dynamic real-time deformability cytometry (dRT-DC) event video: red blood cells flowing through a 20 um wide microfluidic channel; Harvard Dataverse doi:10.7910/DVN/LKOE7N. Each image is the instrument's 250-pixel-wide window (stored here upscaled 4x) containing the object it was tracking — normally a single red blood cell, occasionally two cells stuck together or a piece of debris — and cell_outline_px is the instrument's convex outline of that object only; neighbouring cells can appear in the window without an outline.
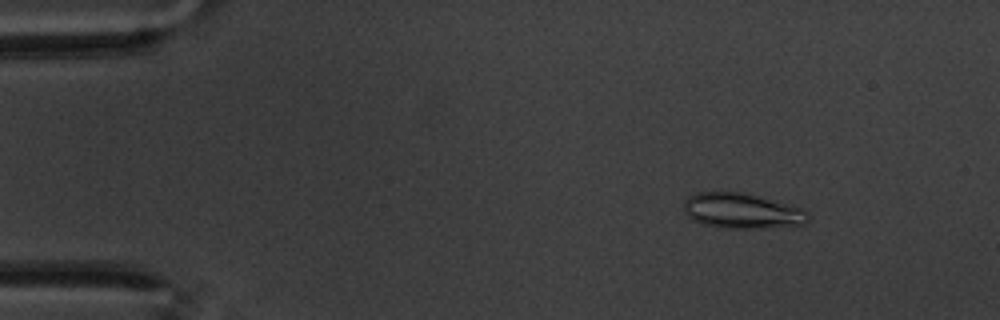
{"species": "common noctule bat (a hibernating species)", "species_latin": "Nyctalus noctula", "temperature_condition": "warm", "stored_images_in_passage": 59, "camera_frame_rate_fps": 3000, "um_per_image_px": 0.085, "animal": {"sex": "male", "body_mass_g": 20.1, "forearm_length_mm": 53.5}, "frame": {"image": 1, "passage_image": 8, "time_ms": 2.333, "image_size_px": [1000, 320], "cell_outline_px": [[812, 216], [804, 224], [764, 228], [720, 228], [704, 224], [692, 220], [684, 212], [684, 200], [688, 196], [696, 192], [744, 192], [804, 208]], "centroid_in_image_um": [63.08, 17.92], "position_along_channel_um": 21.9, "area_um2": 25.89}}
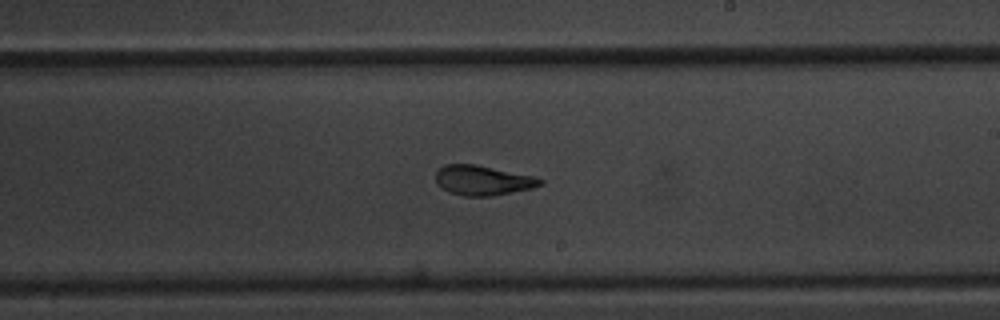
{"frame": {"image": 2, "passage_image": 35, "time_ms": 11.333, "image_size_px": [1000, 320], "cell_outline_px": [[544, 184], [532, 188], [492, 196], [464, 196], [448, 192], [436, 184], [436, 172], [444, 164], [476, 164], [532, 176], [544, 180]], "centroid_in_image_um": [41.01, 15.33], "position_along_channel_um": 248.0, "area_um2": 18.15}}
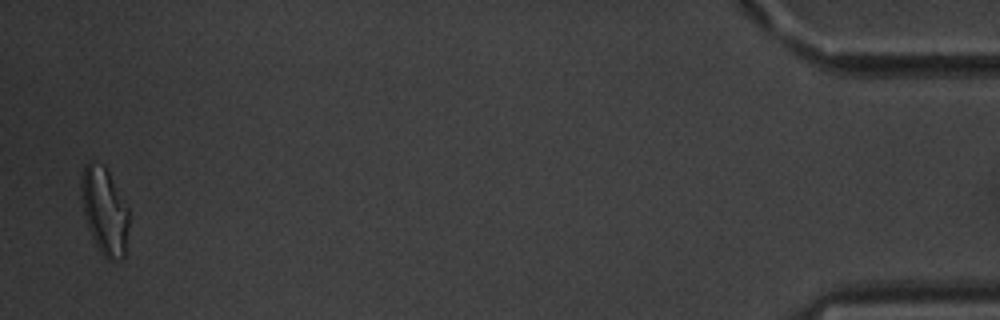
{"frame": {"image": 3, "passage_image": 58, "time_ms": 19.0, "image_size_px": [1000, 320], "cell_outline_px": [[128, 224], [124, 256], [120, 260], [108, 260], [100, 252], [88, 228], [80, 196], [80, 180], [84, 164], [92, 164], [104, 168], [108, 172], [128, 208]], "centroid_in_image_um": [8.86, 17.98], "position_along_channel_um": 426.3, "area_um2": 23.58}, "authors_computed_cell_mechanics": {"area_um2": 19.7098, "velocity_mm_per_s": 3.4367, "shape_relaxation_time_tau1_ms": 7.4344, "shape_relaxation_time_tau2_ms": 1.5065, "deformation_change_tau1": 0.1826, "deformation_change_tau2": 0.0817}}